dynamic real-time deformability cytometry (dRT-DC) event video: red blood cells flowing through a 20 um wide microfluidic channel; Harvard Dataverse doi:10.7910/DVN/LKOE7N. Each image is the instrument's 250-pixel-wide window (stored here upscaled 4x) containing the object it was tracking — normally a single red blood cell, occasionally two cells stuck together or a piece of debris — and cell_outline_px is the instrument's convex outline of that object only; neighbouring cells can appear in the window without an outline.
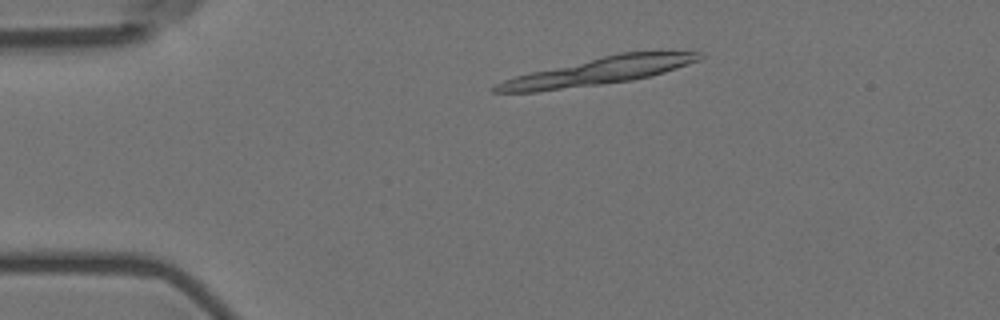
{"species": "Egyptian fruit bat (a non-hibernating species)", "species_latin": "Rousettus aegyptiacus", "temperature_condition": "room temperature", "stored_images_in_passage": 32, "camera_frame_rate_fps": 3000, "um_per_image_px": 0.085, "animal": {"sex": "female"}, "frame": {"image": 1, "passage_image": 1, "time_ms": 0.0, "image_size_px": [1000, 320], "cell_outline_px": [[704, 56], [700, 60], [664, 72], [632, 80], [536, 92], [492, 92], [492, 88], [496, 84], [504, 80], [528, 72], [620, 52], [704, 52]], "centroid_in_image_um": [50.83, 6.05], "position_along_channel_um": 34.2, "area_um2": 32.14}}